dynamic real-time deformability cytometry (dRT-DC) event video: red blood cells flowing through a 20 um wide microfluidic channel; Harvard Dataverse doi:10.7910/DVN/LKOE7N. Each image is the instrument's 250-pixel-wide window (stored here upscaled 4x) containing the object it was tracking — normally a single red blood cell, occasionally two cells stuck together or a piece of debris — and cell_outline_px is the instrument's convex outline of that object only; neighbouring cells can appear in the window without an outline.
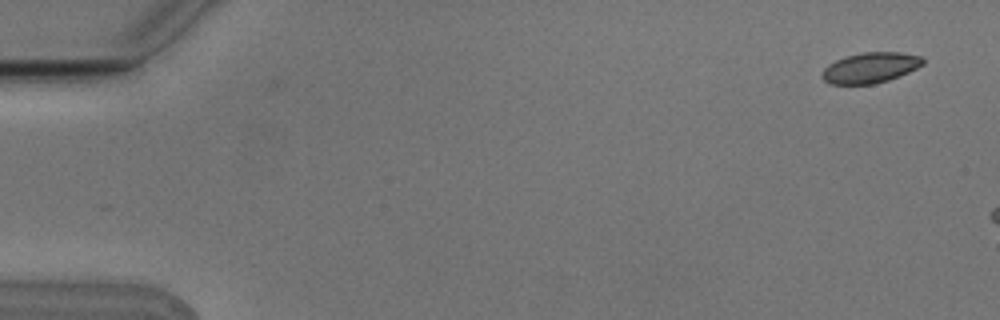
{"species": "Egyptian fruit bat (a non-hibernating species)", "species_latin": "Rousettus aegyptiacus", "temperature_condition": "cold", "stored_images_in_passage": 5, "camera_frame_rate_fps": 3000, "um_per_image_px": 0.085, "animal": {"sex": "male"}, "frame": {"image": 1, "passage_image": 1, "time_ms": 0.0, "image_size_px": [1000, 320], "cell_outline_px": [[924, 64], [908, 72], [888, 80], [872, 84], [828, 84], [820, 76], [824, 68], [828, 64], [836, 60], [848, 56], [864, 52], [900, 52], [924, 56]], "centroid_in_image_um": [73.98, 5.75], "position_along_channel_um": 11.0, "area_um2": 17.92}}